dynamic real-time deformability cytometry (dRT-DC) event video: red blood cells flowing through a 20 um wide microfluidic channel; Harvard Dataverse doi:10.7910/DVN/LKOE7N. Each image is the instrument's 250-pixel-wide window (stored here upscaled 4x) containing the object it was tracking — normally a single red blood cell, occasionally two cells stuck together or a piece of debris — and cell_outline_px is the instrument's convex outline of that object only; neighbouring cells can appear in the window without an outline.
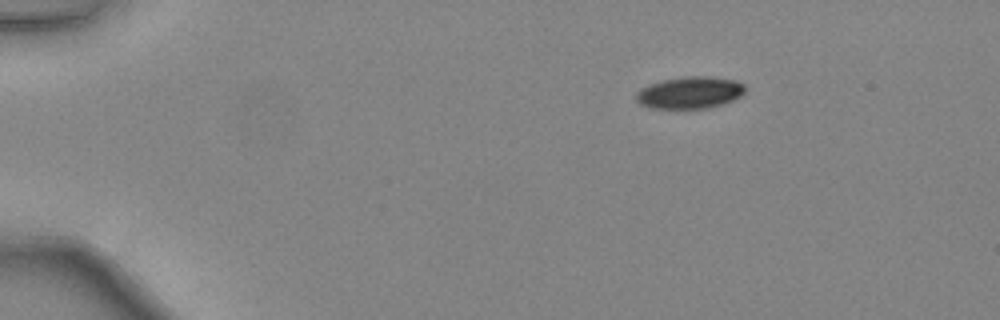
{"species": "common noctule bat (a hibernating species)", "species_latin": "Nyctalus noctula", "temperature_condition": "warm", "stored_images_in_passage": 7, "camera_frame_rate_fps": 3000, "um_per_image_px": 0.085, "animal": {"sex": "female", "body_mass_g": 24.6, "forearm_length_mm": 56.2}, "frame": {"image": 1, "passage_image": 1, "time_ms": 0.0, "image_size_px": [1000, 320], "cell_outline_px": [[744, 92], [740, 96], [724, 104], [704, 108], [652, 108], [640, 104], [636, 100], [636, 92], [640, 88], [664, 80], [688, 76], [712, 76], [736, 80], [744, 84]], "centroid_in_image_um": [58.65, 7.87], "position_along_channel_um": 26.3, "area_um2": 20.17}}